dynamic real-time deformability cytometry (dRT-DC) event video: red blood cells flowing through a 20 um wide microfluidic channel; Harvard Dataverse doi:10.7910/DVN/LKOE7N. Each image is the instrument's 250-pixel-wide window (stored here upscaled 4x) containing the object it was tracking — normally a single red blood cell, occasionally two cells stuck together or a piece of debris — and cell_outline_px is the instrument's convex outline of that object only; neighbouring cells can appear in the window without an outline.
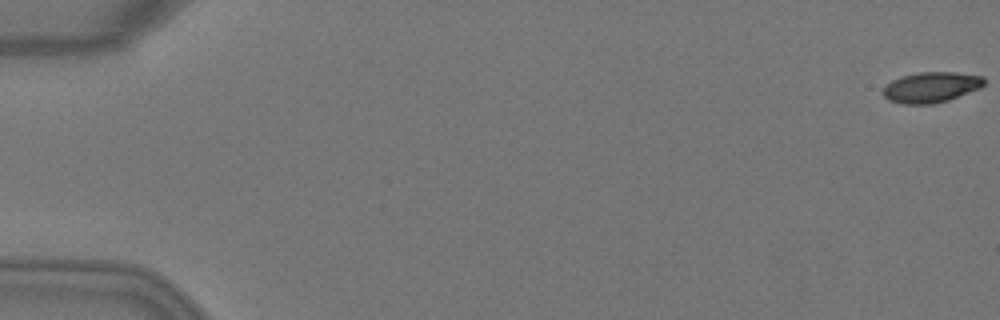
{"species": "Egyptian fruit bat (a non-hibernating species)", "species_latin": "Rousettus aegyptiacus", "temperature_condition": "warm", "stored_images_in_passage": 3, "camera_frame_rate_fps": 3000, "um_per_image_px": 0.085, "animal": {"sex": "female"}, "frame": {"image": 1, "passage_image": 1, "time_ms": 0.0, "image_size_px": [1000, 320], "cell_outline_px": [[984, 84], [980, 88], [948, 100], [932, 104], [900, 104], [888, 100], [884, 96], [884, 84], [900, 76], [920, 72], [956, 72], [984, 76]], "centroid_in_image_um": [79.12, 7.41], "position_along_channel_um": 5.9, "area_um2": 18.09}}